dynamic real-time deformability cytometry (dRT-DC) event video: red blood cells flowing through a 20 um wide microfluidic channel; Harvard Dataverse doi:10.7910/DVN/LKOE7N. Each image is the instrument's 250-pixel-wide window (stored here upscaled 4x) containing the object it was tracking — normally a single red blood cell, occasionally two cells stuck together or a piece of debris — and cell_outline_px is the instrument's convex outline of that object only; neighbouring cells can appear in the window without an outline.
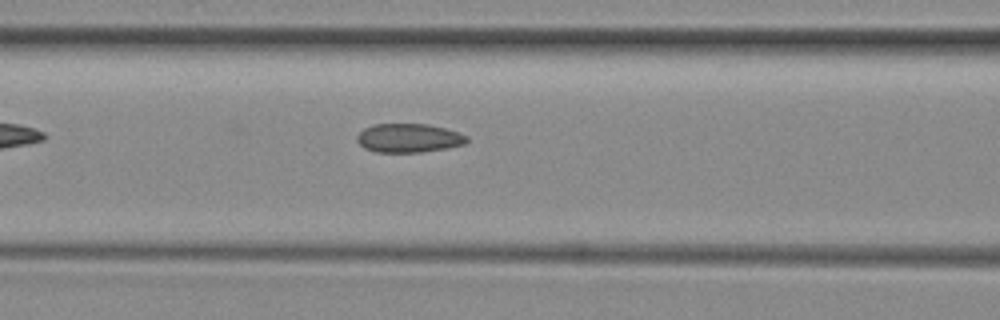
{"species": "common noctule bat (a hibernating species)", "species_latin": "Nyctalus noctula", "temperature_condition": "room temperature", "stored_images_in_passage": 26, "camera_frame_rate_fps": 3000, "um_per_image_px": 0.085, "animal": {"sex": "female", "body_mass_g": 29.2, "forearm_length_mm": 56.3}, "frame": {"image": 1, "passage_image": 5, "time_ms": 1.333, "image_size_px": [1000, 320], "cell_outline_px": [[468, 140], [464, 144], [448, 148], [420, 152], [376, 152], [364, 148], [356, 140], [356, 136], [364, 128], [372, 124], [428, 124], [444, 128], [468, 136]], "centroid_in_image_um": [34.72, 11.73], "position_along_channel_um": 131.9, "area_um2": 18.44}}
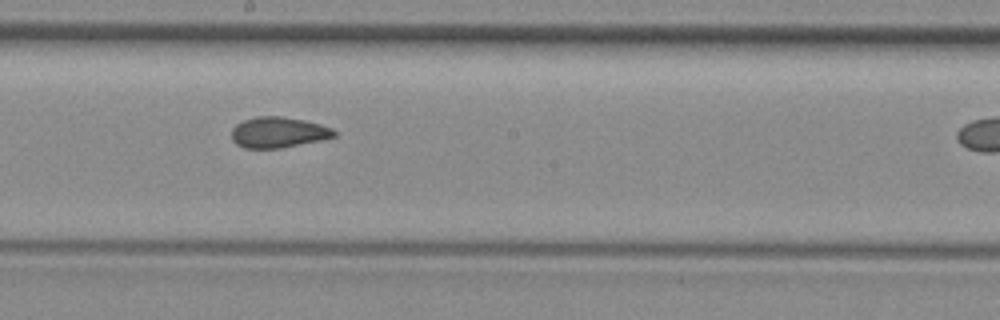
{"frame": {"image": 2, "passage_image": 12, "time_ms": 3.667, "image_size_px": [1000, 320], "cell_outline_px": [[336, 136], [320, 140], [280, 148], [244, 148], [236, 144], [232, 140], [232, 128], [236, 124], [244, 120], [256, 116], [280, 116], [304, 120], [320, 124], [332, 128], [336, 132]], "centroid_in_image_um": [23.64, 11.24], "position_along_channel_um": 224.6, "area_um2": 18.32}}
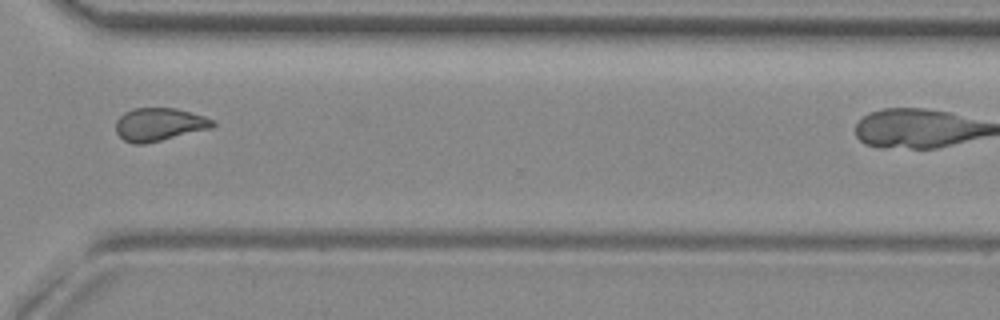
{"frame": {"image": 3, "passage_image": 22, "time_ms": 7.0, "image_size_px": [1000, 320], "cell_outline_px": [[216, 124], [212, 128], [144, 144], [132, 144], [124, 140], [116, 132], [116, 120], [124, 112], [132, 108], [176, 108], [204, 116], [212, 120]], "centroid_in_image_um": [13.51, 10.57], "position_along_channel_um": 357.1, "area_um2": 18.61}}